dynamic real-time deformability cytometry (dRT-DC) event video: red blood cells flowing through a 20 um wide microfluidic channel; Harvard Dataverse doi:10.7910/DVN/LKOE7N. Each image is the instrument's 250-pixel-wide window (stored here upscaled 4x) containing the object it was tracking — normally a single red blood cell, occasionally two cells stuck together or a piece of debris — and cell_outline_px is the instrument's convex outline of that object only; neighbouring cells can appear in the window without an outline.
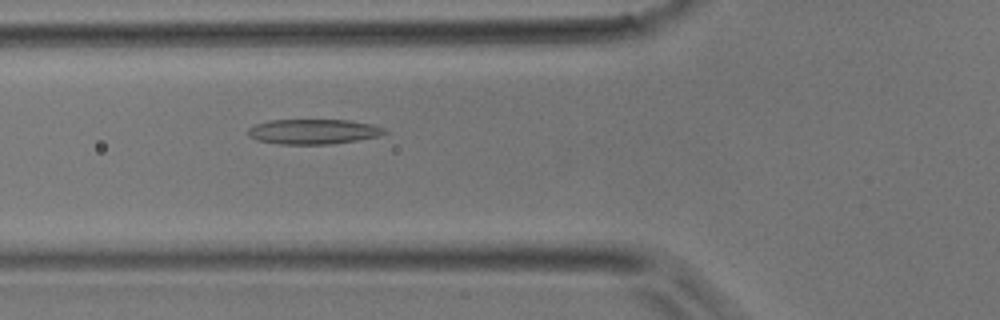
{"species": "common noctule bat (a hibernating species)", "species_latin": "Nyctalus noctula", "temperature_condition": "room temperature", "stored_images_in_passage": 34, "camera_frame_rate_fps": 3000, "um_per_image_px": 0.085, "animal": {"sex": "male", "body_mass_g": 17.9}, "frame": {"image": 1, "passage_image": 6, "time_ms": 1.667, "image_size_px": [1000, 320], "cell_outline_px": [[388, 132], [380, 136], [332, 144], [280, 144], [256, 140], [248, 136], [248, 128], [256, 124], [268, 120], [348, 120], [372, 124], [384, 128]], "centroid_in_image_um": [26.63, 11.18], "position_along_channel_um": 99.2, "area_um2": 19.94}}
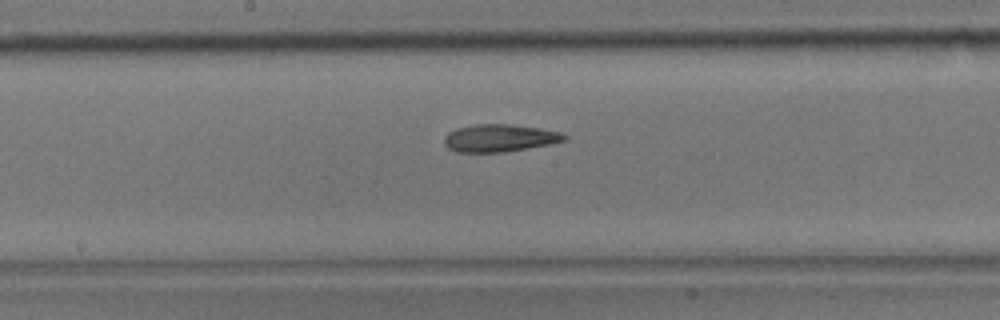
{"frame": {"image": 2, "passage_image": 13, "time_ms": 4.0, "image_size_px": [1000, 320], "cell_outline_px": [[568, 140], [528, 148], [504, 152], [456, 152], [448, 148], [444, 144], [444, 136], [448, 132], [456, 128], [476, 124], [512, 124], [540, 128], [560, 132], [568, 136]], "centroid_in_image_um": [42.45, 11.73], "position_along_channel_um": 205.7, "area_um2": 19.36}}
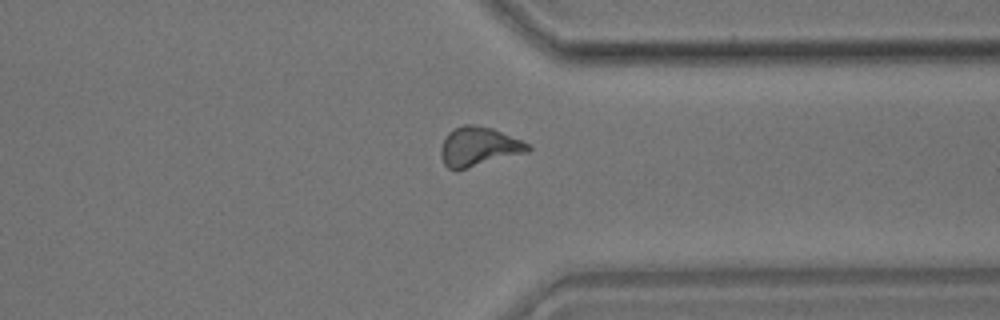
{"frame": {"image": 3, "passage_image": 24, "time_ms": 7.667, "image_size_px": [1000, 320], "cell_outline_px": [[532, 148], [528, 152], [464, 168], [448, 168], [444, 164], [440, 156], [440, 148], [448, 132], [452, 128], [464, 124], [472, 124], [492, 128], [520, 140], [528, 144]], "centroid_in_image_um": [40.66, 12.43], "position_along_channel_um": 370.7, "area_um2": 19.48}}